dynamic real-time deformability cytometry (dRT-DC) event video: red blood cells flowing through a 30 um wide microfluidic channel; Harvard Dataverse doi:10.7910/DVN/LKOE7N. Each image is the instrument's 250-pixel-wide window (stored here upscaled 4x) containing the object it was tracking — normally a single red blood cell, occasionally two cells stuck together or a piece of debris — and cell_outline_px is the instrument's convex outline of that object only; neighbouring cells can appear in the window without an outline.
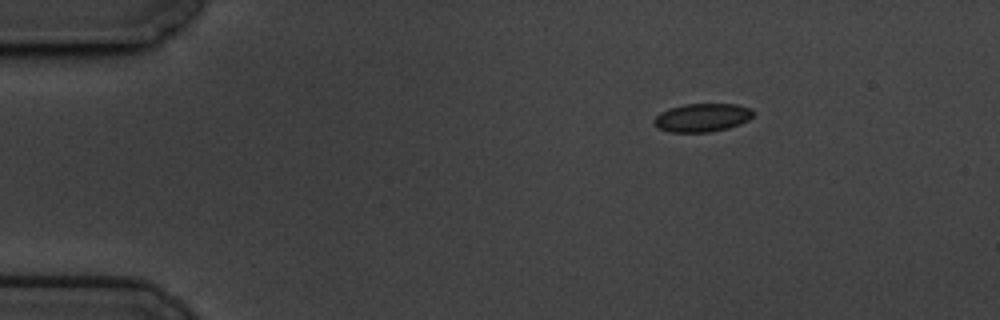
{"species": "common noctule bat (a hibernating species)", "species_latin": "Nyctalus noctula", "temperature_condition": "cold", "stored_images_in_passage": 51, "camera_frame_rate_fps": 3000, "um_per_image_px": 0.085, "animal": {"sex": "male", "body_mass_g": 19.5, "forearm_length_mm": 54.6}, "frame": {"image": 1, "passage_image": 1, "time_ms": 0.0, "image_size_px": [1000, 320], "cell_outline_px": [[756, 112], [748, 120], [740, 124], [728, 128], [708, 132], [668, 132], [660, 128], [652, 120], [660, 112], [668, 108], [684, 104], [736, 104], [752, 108]], "centroid_in_image_um": [59.71, 9.98], "position_along_channel_um": 25.3, "area_um2": 16.47}}
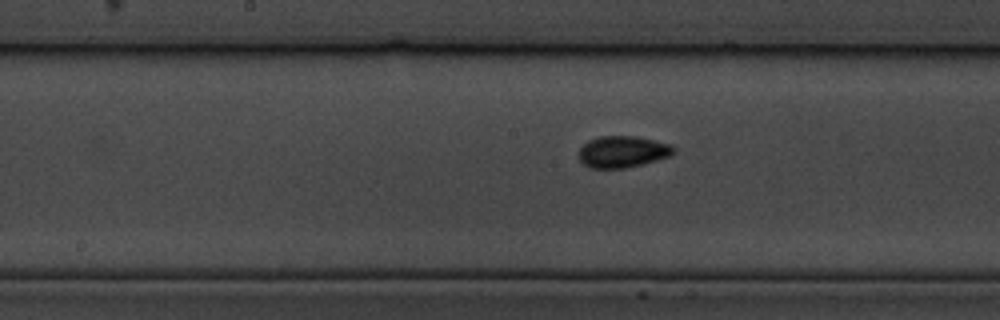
{"frame": {"image": 2, "passage_image": 22, "time_ms": 7.0, "image_size_px": [1000, 320], "cell_outline_px": [[676, 152], [668, 156], [656, 160], [624, 168], [588, 168], [580, 160], [580, 148], [588, 140], [600, 136], [636, 136], [656, 140], [672, 144], [676, 148]], "centroid_in_image_um": [52.95, 12.88], "position_along_channel_um": 195.3, "area_um2": 17.46}}
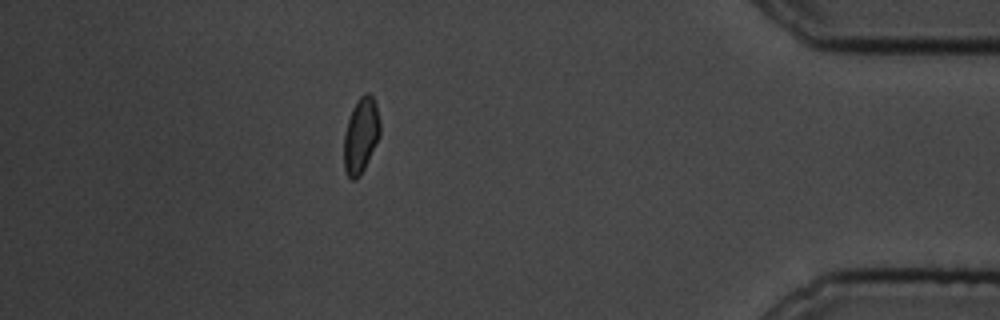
{"frame": {"image": 3, "passage_image": 44, "time_ms": 14.333, "image_size_px": [1000, 320], "cell_outline_px": [[380, 136], [360, 176], [356, 180], [352, 180], [348, 176], [344, 168], [344, 132], [352, 108], [356, 100], [364, 92], [368, 92], [372, 96], [376, 104], [380, 120]], "centroid_in_image_um": [30.67, 11.48], "position_along_channel_um": 404.5, "area_um2": 16.01}, "authors_computed_cell_mechanics": {"area_um2": 16.2418, "velocity_mm_per_s": 3.426, "shape_relaxation_time_tau1_ms": 2.8979, "shape_relaxation_time_tau2_ms": 2.7406, "deformation_change_tau1": 0.0578, "deformation_change_tau2": 0.0499}}